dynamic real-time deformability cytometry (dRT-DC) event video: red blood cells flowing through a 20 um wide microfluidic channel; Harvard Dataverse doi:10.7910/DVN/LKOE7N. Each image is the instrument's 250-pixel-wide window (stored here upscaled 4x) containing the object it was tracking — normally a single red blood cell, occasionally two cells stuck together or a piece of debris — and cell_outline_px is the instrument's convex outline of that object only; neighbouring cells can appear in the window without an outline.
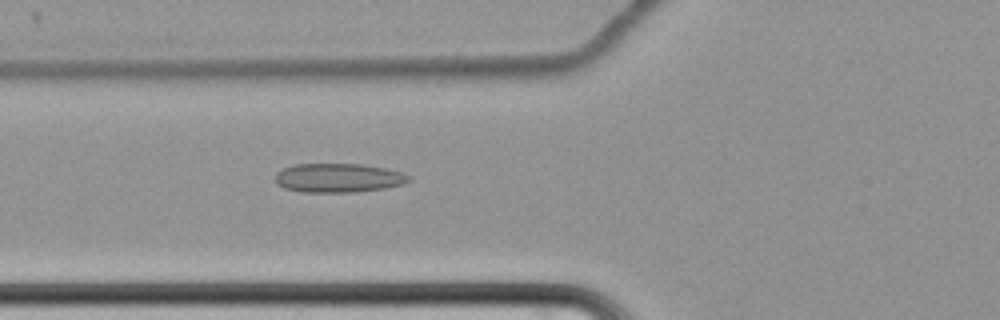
{"species": "common noctule bat (a hibernating species)", "species_latin": "Nyctalus noctula", "temperature_condition": "cold", "stored_images_in_passage": 60, "camera_frame_rate_fps": 3000, "um_per_image_px": 0.085, "animal": {"sex": "female", "body_mass_g": 22.7, "forearm_length_mm": 54.2}, "frame": {"image": 1, "passage_image": 23, "time_ms": 7.333, "image_size_px": [1000, 320], "cell_outline_px": [[412, 180], [404, 184], [384, 188], [352, 192], [300, 192], [284, 188], [276, 184], [276, 172], [284, 168], [296, 164], [360, 164], [384, 168], [400, 172], [412, 176]], "centroid_in_image_um": [28.76, 15.12], "position_along_channel_um": 97.0, "area_um2": 22.6}}
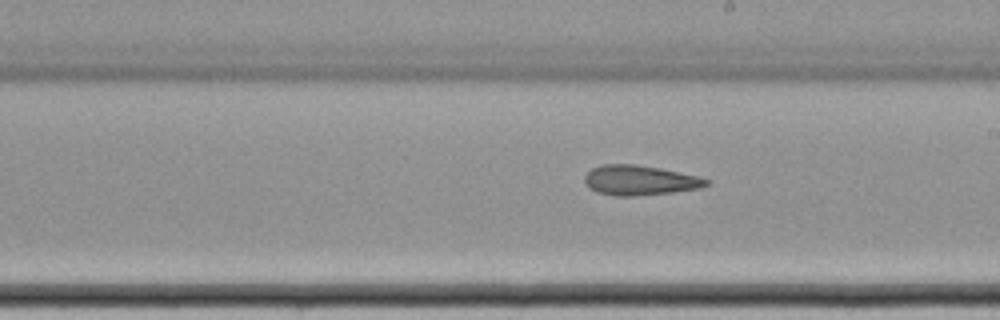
{"frame": {"image": 2, "passage_image": 35, "time_ms": 11.333, "image_size_px": [1000, 320], "cell_outline_px": [[712, 180], [708, 184], [700, 188], [672, 192], [632, 196], [616, 196], [596, 192], [588, 188], [584, 184], [584, 176], [592, 168], [600, 164], [636, 164], [660, 168], [700, 176]], "centroid_in_image_um": [54.36, 15.32], "position_along_channel_um": 234.6, "area_um2": 21.44}}
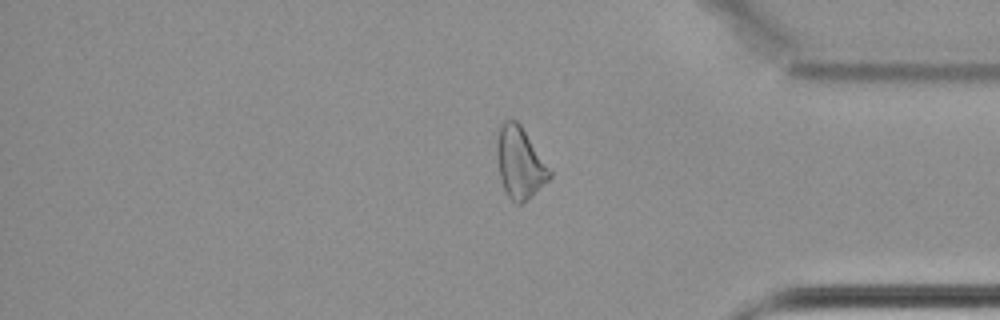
{"frame": {"image": 3, "passage_image": 50, "time_ms": 16.333, "image_size_px": [1000, 320], "cell_outline_px": [[552, 176], [524, 204], [516, 204], [508, 196], [504, 188], [500, 176], [496, 152], [496, 140], [500, 124], [504, 120], [516, 120], [520, 124], [552, 168]], "centroid_in_image_um": [44.21, 13.82], "position_along_channel_um": 391.0, "area_um2": 22.31}}